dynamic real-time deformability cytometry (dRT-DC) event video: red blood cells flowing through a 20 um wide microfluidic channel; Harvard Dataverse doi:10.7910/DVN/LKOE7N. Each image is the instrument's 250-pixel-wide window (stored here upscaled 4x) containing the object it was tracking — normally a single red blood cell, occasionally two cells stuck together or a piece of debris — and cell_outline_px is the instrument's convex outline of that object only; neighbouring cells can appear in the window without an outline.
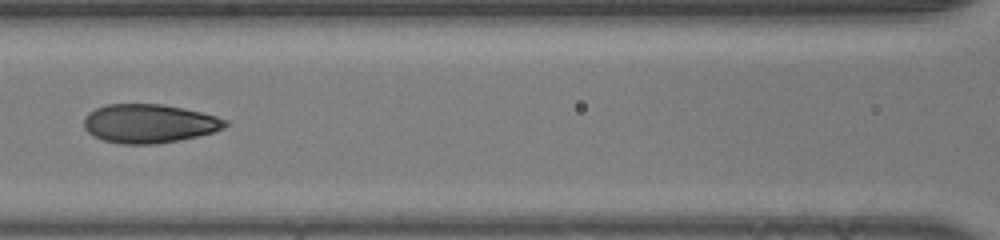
{"species": "human", "species_latin": "Homo sapiens", "temperature_condition": "room temperature", "stored_images_in_passage": 52, "segment_of_instrument_passage": [2, 2], "camera_frame_rate_fps": 3000, "um_per_image_px": 0.085, "donor": {"sex": "male"}, "frame": {"image": 1, "passage_image": 27, "time_ms": 8.667, "image_size_px": [1000, 240], "cell_outline_px": [[232, 124], [224, 128], [212, 132], [196, 136], [156, 144], [120, 144], [104, 140], [88, 132], [84, 128], [84, 116], [88, 112], [96, 108], [108, 104], [164, 104], [184, 108], [216, 116], [228, 120]], "centroid_in_image_um": [12.69, 10.49], "position_along_channel_um": 153.9, "area_um2": 31.96}}
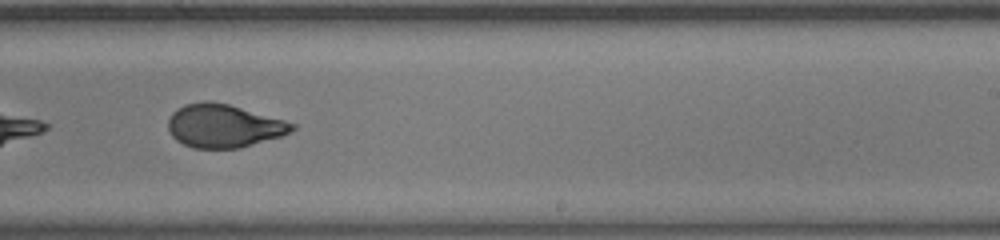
{"frame": {"image": 2, "passage_image": 35, "time_ms": 11.333, "image_size_px": [1000, 240], "cell_outline_px": [[296, 128], [280, 136], [240, 148], [192, 148], [176, 140], [172, 136], [168, 128], [168, 120], [172, 112], [184, 104], [204, 100], [208, 100], [228, 104], [284, 120], [296, 124]], "centroid_in_image_um": [18.98, 10.69], "position_along_channel_um": 270.0, "area_um2": 31.1}}
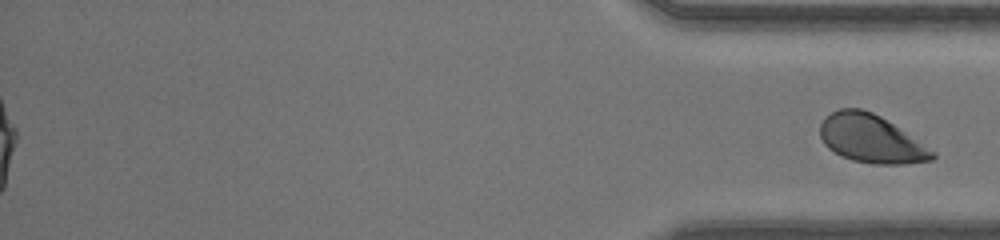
{"frame": {"image": 3, "passage_image": 52, "time_ms": 17.0, "image_size_px": [1000, 240], "cell_outline_px": [[936, 156], [932, 160], [904, 164], [872, 164], [852, 160], [840, 156], [828, 148], [824, 144], [820, 136], [820, 124], [824, 116], [840, 108], [860, 108], [872, 112], [880, 116], [936, 152]], "centroid_in_image_um": [74.0, 11.8], "position_along_channel_um": 361.2, "area_um2": 31.44}}